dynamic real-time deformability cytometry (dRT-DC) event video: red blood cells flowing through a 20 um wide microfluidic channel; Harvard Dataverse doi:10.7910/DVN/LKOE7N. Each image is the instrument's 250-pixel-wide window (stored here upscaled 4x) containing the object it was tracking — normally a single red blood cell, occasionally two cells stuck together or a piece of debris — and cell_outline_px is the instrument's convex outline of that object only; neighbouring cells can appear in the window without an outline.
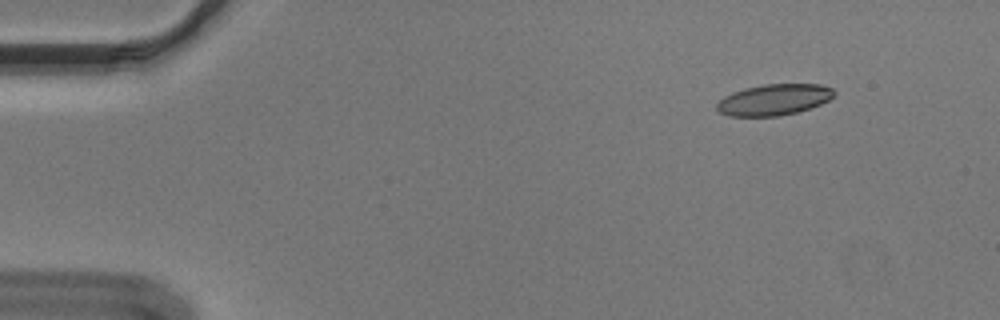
{"species": "Egyptian fruit bat (a non-hibernating species)", "species_latin": "Rousettus aegyptiacus", "temperature_condition": "cold", "stored_images_in_passage": 50, "segment_of_instrument_passage": [1, 2], "camera_frame_rate_fps": 3000, "um_per_image_px": 0.085, "animal": {"sex": "male"}, "frame": {"image": 1, "passage_image": 1, "time_ms": 0.0, "image_size_px": [1000, 320], "cell_outline_px": [[836, 92], [828, 100], [820, 104], [796, 112], [780, 116], [728, 116], [720, 112], [716, 108], [716, 104], [724, 96], [732, 92], [744, 88], [764, 84], [820, 84], [832, 88]], "centroid_in_image_um": [65.76, 8.47], "position_along_channel_um": 19.2, "area_um2": 21.21}}
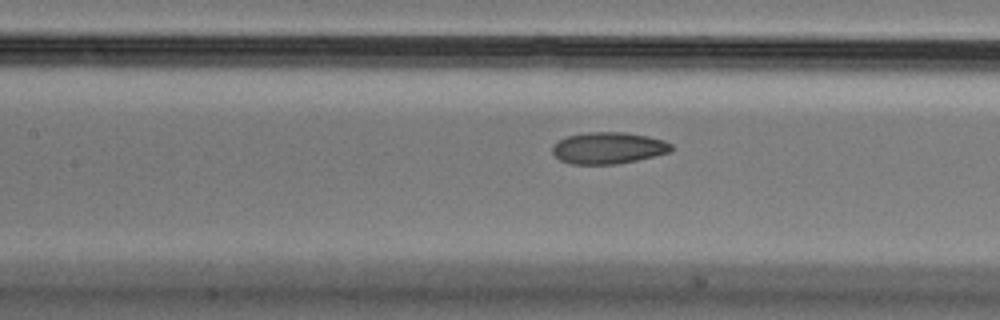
{"frame": {"image": 2, "passage_image": 20, "time_ms": 6.333, "image_size_px": [1000, 320], "cell_outline_px": [[672, 152], [636, 160], [616, 164], [572, 164], [560, 160], [552, 152], [552, 144], [568, 136], [588, 132], [624, 132], [648, 136], [664, 140], [672, 144]], "centroid_in_image_um": [51.72, 12.58], "position_along_channel_um": 155.7, "area_um2": 21.91}}
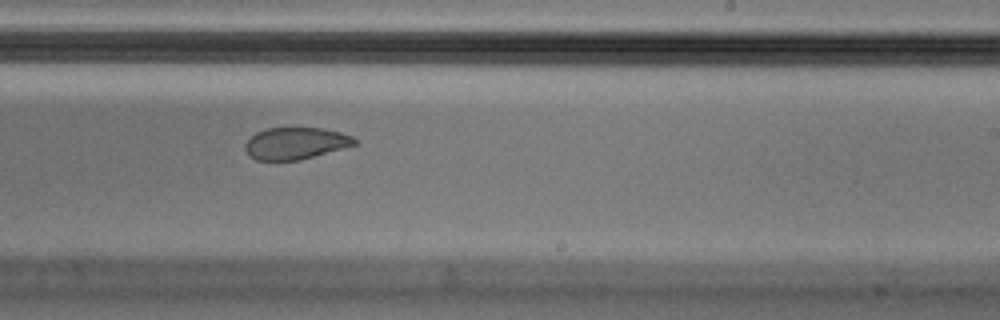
{"frame": {"image": 3, "passage_image": 29, "time_ms": 9.333, "image_size_px": [1000, 320], "cell_outline_px": [[356, 144], [300, 160], [256, 160], [248, 156], [244, 148], [244, 144], [256, 132], [264, 128], [324, 128], [340, 132], [352, 136], [356, 140]], "centroid_in_image_um": [25.08, 12.18], "position_along_channel_um": 263.9, "area_um2": 20.29}}